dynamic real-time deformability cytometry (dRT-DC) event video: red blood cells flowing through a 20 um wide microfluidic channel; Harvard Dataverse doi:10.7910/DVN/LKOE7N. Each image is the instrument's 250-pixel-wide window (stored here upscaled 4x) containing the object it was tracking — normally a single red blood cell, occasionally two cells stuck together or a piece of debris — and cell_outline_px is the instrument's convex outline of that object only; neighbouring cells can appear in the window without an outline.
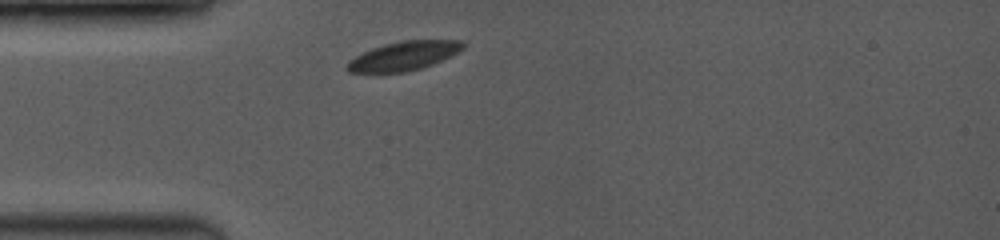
{"species": "common noctule bat (a hibernating species)", "species_latin": "Nyctalus noctula", "temperature_condition": "room temperature", "stored_images_in_passage": 3, "camera_frame_rate_fps": 3500, "um_per_image_px": 0.085, "animal": {"sex": "female", "body_mass_g": 19.0, "forearm_length_mm": 53.3}, "frame": {"image": 1, "passage_image": 1, "time_ms": 0.0, "image_size_px": [1000, 240], "cell_outline_px": [[464, 48], [432, 64], [420, 68], [404, 72], [348, 72], [348, 60], [372, 48], [384, 44], [400, 40], [464, 40]], "centroid_in_image_um": [34.32, 4.73], "position_along_channel_um": 50.7, "area_um2": 19.19}}
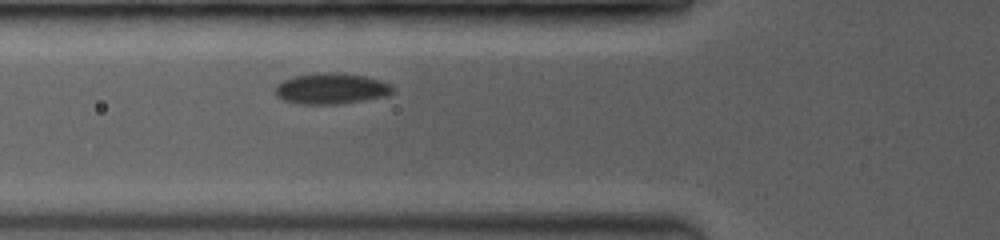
{"frame": {"image": 2, "passage_image": 3, "time_ms": 1.429, "image_size_px": [1000, 240], "cell_outline_px": [[396, 92], [384, 96], [336, 104], [304, 104], [284, 100], [276, 96], [276, 84], [292, 76], [316, 72], [336, 72], [364, 76], [380, 80], [392, 84], [396, 88]], "centroid_in_image_um": [28.17, 7.51], "position_along_channel_um": 97.6, "area_um2": 21.21}}